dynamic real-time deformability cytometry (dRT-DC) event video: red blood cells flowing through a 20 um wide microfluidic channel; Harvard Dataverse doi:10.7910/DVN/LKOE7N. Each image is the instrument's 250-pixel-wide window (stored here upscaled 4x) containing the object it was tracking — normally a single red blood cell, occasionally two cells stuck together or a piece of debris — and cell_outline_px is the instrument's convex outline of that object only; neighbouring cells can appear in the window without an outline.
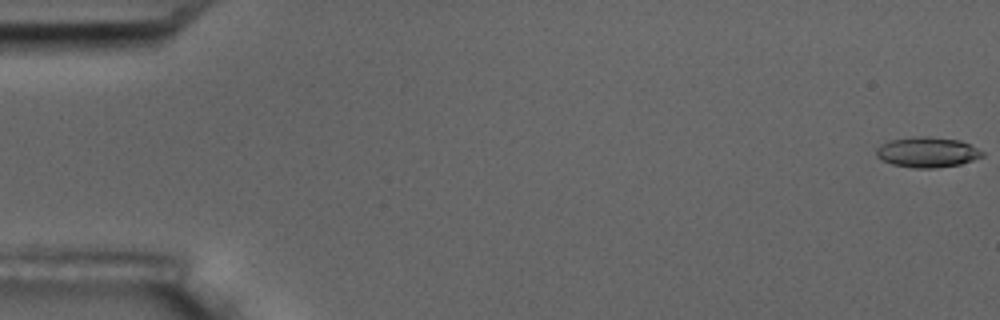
{"species": "common noctule bat (a hibernating species)", "species_latin": "Nyctalus noctula", "temperature_condition": "room temperature", "stored_images_in_passage": 6, "camera_frame_rate_fps": 3000, "um_per_image_px": 0.085, "animal": {"sex": "male", "body_mass_g": 17.5, "forearm_length_mm": 52.3}, "frame": {"image": 1, "passage_image": 1, "time_ms": 0.0, "image_size_px": [1000, 320], "cell_outline_px": [[984, 156], [960, 164], [936, 168], [912, 168], [892, 164], [880, 160], [876, 156], [876, 148], [880, 144], [892, 140], [912, 136], [928, 136], [960, 140], [984, 152]], "centroid_in_image_um": [78.78, 12.94], "position_along_channel_um": 6.2, "area_um2": 18.84}}
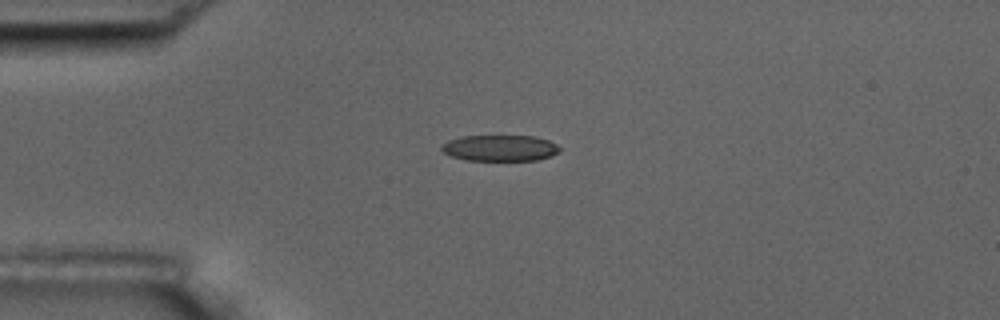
{"frame": {"image": 2, "passage_image": 5, "time_ms": 4.667, "image_size_px": [1000, 320], "cell_outline_px": [[560, 152], [552, 156], [540, 160], [468, 160], [452, 156], [444, 152], [440, 148], [440, 144], [448, 140], [464, 136], [536, 136], [548, 140], [556, 144], [560, 148]], "centroid_in_image_um": [42.52, 12.58], "position_along_channel_um": 42.5, "area_um2": 18.03}}